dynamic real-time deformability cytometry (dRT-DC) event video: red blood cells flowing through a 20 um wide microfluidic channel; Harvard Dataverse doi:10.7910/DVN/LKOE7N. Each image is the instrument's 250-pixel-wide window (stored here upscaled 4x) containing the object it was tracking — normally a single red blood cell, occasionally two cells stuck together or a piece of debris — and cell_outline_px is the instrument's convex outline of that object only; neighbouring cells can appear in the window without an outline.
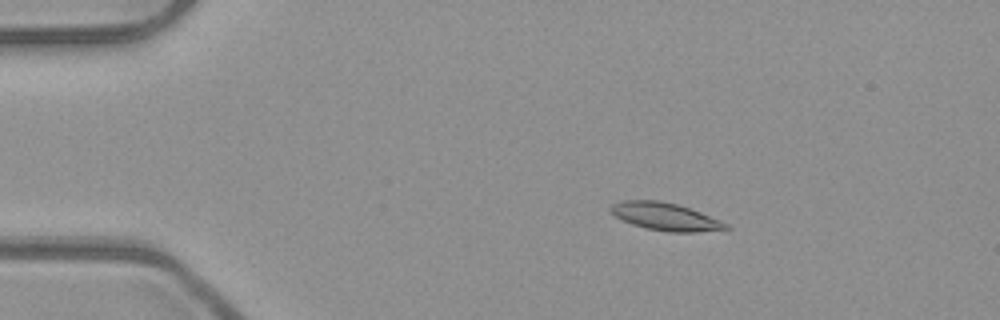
{"species": "common noctule bat (a hibernating species)", "species_latin": "Nyctalus noctula", "temperature_condition": "room temperature", "stored_images_in_passage": 5, "camera_frame_rate_fps": 3000, "um_per_image_px": 0.085, "animal": {"sex": "male", "body_mass_g": 23.1, "forearm_length_mm": 52.7}, "frame": {"image": 1, "passage_image": 2, "time_ms": 0.333, "image_size_px": [1000, 320], "cell_outline_px": [[732, 228], [728, 232], [668, 232], [648, 228], [632, 224], [616, 216], [608, 208], [612, 204], [624, 200], [660, 200], [676, 204], [700, 212], [720, 220], [728, 224]], "centroid_in_image_um": [56.67, 18.44], "position_along_channel_um": 28.3, "area_um2": 18.79}}
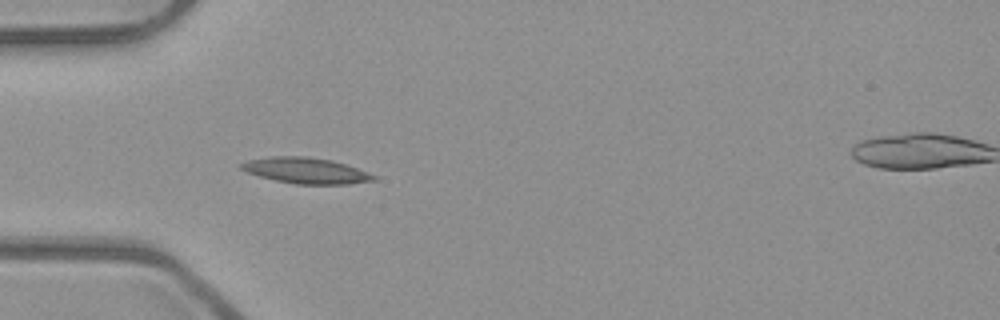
{"frame": {"image": 2, "passage_image": 4, "time_ms": 1.0, "image_size_px": [1000, 320], "cell_outline_px": [[380, 176], [376, 180], [348, 184], [296, 184], [276, 180], [260, 176], [248, 172], [240, 168], [240, 164], [248, 160], [272, 156], [304, 156], [332, 160]], "centroid_in_image_um": [26.04, 14.5], "position_along_channel_um": 59.0, "area_um2": 19.83}}